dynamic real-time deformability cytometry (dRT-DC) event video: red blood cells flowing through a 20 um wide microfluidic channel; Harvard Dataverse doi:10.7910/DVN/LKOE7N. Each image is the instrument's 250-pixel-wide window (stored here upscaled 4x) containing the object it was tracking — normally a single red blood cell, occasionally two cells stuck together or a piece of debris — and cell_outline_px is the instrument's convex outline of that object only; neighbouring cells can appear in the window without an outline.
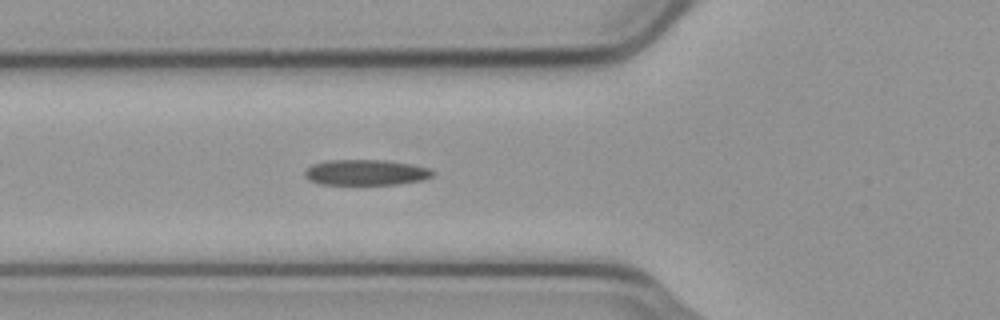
{"species": "common noctule bat (a hibernating species)", "species_latin": "Nyctalus noctula", "temperature_condition": "cold", "stored_images_in_passage": 50, "camera_frame_rate_fps": 3000, "um_per_image_px": 0.085, "animal": {"sex": "male", "body_mass_g": 23.1, "forearm_length_mm": 52.7}, "frame": {"image": 1, "passage_image": 19, "time_ms": 6.0, "image_size_px": [1000, 320], "cell_outline_px": [[436, 172], [432, 176], [424, 180], [400, 184], [320, 184], [308, 180], [304, 176], [304, 172], [312, 164], [324, 160], [384, 160], [408, 164], [428, 168]], "centroid_in_image_um": [31.08, 14.66], "position_along_channel_um": 94.7, "area_um2": 19.13}}
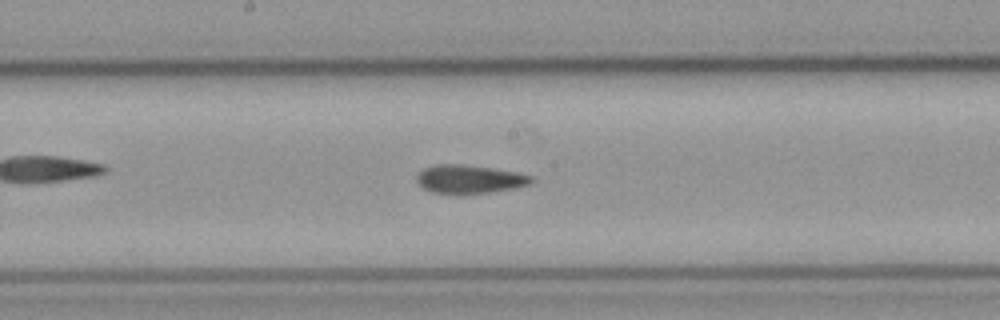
{"frame": {"image": 2, "passage_image": 28, "time_ms": 9.0, "image_size_px": [1000, 320], "cell_outline_px": [[536, 180], [532, 184], [516, 188], [488, 192], [456, 196], [432, 192], [416, 184], [416, 176], [424, 168], [436, 164], [460, 164], [492, 168], [520, 172], [532, 176]], "centroid_in_image_um": [39.92, 15.25], "position_along_channel_um": 208.3, "area_um2": 19.65}}
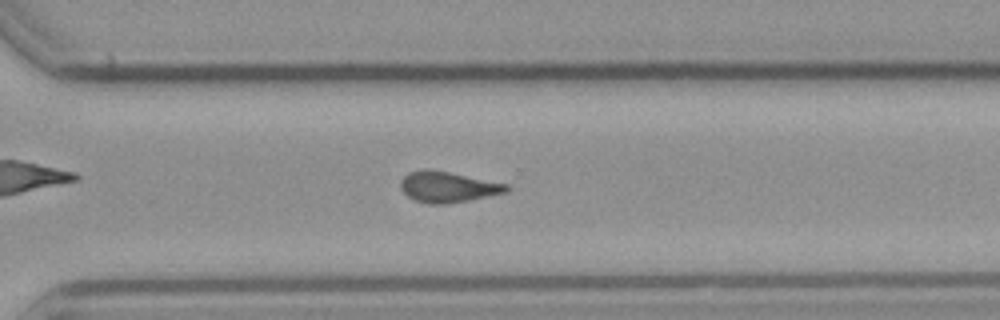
{"frame": {"image": 3, "passage_image": 38, "time_ms": 12.333, "image_size_px": [1000, 320], "cell_outline_px": [[508, 192], [472, 200], [448, 204], [428, 204], [416, 200], [408, 196], [400, 188], [400, 180], [408, 172], [424, 168], [428, 168], [508, 184]], "centroid_in_image_um": [38.05, 15.89], "position_along_channel_um": 332.6, "area_um2": 19.13}}